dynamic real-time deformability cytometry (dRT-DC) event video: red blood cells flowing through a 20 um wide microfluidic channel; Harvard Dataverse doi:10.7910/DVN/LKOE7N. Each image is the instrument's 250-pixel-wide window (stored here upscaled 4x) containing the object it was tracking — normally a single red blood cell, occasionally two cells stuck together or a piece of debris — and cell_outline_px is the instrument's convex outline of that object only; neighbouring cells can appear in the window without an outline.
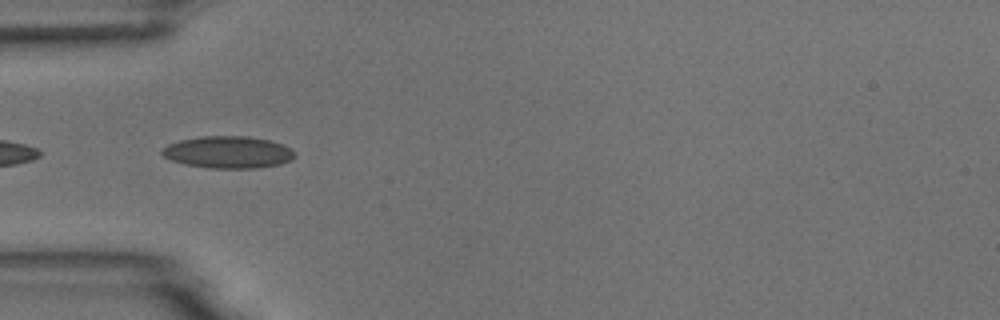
{"species": "common noctule bat (a hibernating species)", "species_latin": "Nyctalus noctula", "temperature_condition": "room temperature", "stored_images_in_passage": 18, "camera_frame_rate_fps": 3000, "um_per_image_px": 0.085, "animal": {"sex": "male", "body_mass_g": 18.8}, "frame": {"image": 1, "passage_image": 13, "time_ms": 4.0, "image_size_px": [1000, 320], "cell_outline_px": [[296, 156], [292, 160], [280, 164], [256, 168], [208, 168], [184, 164], [172, 160], [164, 156], [160, 152], [168, 144], [180, 140], [200, 136], [248, 136], [268, 140], [280, 144], [296, 152]], "centroid_in_image_um": [19.39, 12.94], "position_along_channel_um": 65.6, "area_um2": 24.74}}